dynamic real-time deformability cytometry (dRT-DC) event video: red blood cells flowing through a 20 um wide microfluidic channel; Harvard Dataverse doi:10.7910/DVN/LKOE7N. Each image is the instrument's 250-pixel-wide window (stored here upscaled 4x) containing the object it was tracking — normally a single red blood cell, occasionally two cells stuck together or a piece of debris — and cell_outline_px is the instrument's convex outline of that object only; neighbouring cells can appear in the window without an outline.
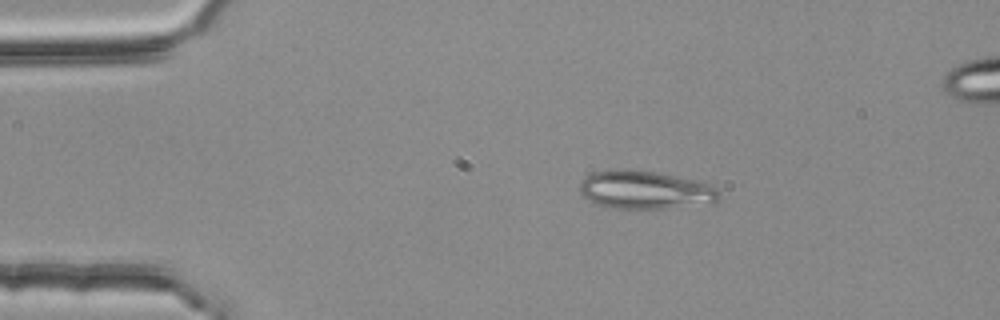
{"species": "common noctule bat (a hibernating species)", "species_latin": "Nyctalus noctula", "temperature_condition": "room temperature", "stored_images_in_passage": 3, "camera_frame_rate_fps": 3000, "um_per_image_px": 0.085, "animal": {"sex": "female", "body_mass_g": 25.1}, "frame": {"image": 1, "passage_image": 1, "time_ms": 0.0, "image_size_px": [1000, 320], "cell_outline_px": [[720, 196], [712, 204], [668, 208], [612, 208], [596, 204], [580, 196], [580, 184], [584, 176], [592, 172], [620, 168], [624, 168], [656, 172], [712, 184], [720, 192]], "centroid_in_image_um": [54.82, 16.14], "position_along_channel_um": 30.2, "area_um2": 31.44}}